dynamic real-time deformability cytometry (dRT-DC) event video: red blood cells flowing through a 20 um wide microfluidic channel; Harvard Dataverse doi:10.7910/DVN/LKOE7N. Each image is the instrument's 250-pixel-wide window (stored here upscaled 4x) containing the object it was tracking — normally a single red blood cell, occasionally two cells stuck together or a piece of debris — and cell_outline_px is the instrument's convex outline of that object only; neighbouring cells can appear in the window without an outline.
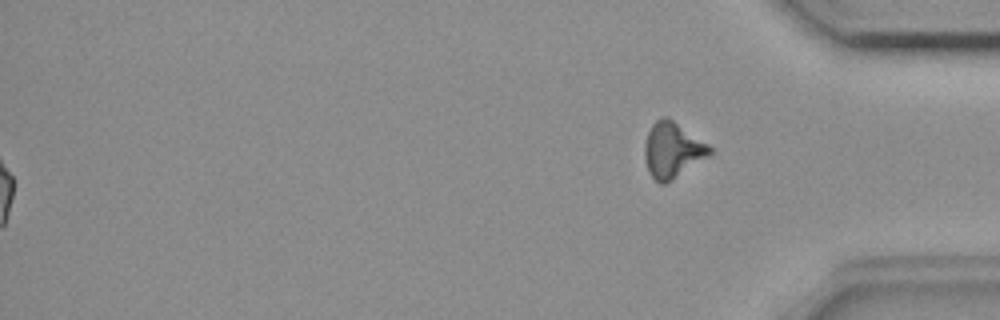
{"species": "common noctule bat (a hibernating species)", "species_latin": "Nyctalus noctula", "temperature_condition": "room temperature", "stored_images_in_passage": 57, "segment_of_instrument_passage": [2, 2], "camera_frame_rate_fps": 3000, "um_per_image_px": 0.085, "animal": {"sex": "female", "body_mass_g": 18.4}, "frame": {"image": 1, "passage_image": 57, "time_ms": 18.667, "image_size_px": [1000, 320], "cell_outline_px": [[712, 152], [708, 156], [672, 180], [664, 184], [660, 184], [648, 172], [644, 156], [644, 144], [648, 132], [652, 124], [660, 116], [668, 116], [708, 144], [712, 148]], "centroid_in_image_um": [57.13, 12.73], "position_along_channel_um": 378.1, "area_um2": 21.04}}